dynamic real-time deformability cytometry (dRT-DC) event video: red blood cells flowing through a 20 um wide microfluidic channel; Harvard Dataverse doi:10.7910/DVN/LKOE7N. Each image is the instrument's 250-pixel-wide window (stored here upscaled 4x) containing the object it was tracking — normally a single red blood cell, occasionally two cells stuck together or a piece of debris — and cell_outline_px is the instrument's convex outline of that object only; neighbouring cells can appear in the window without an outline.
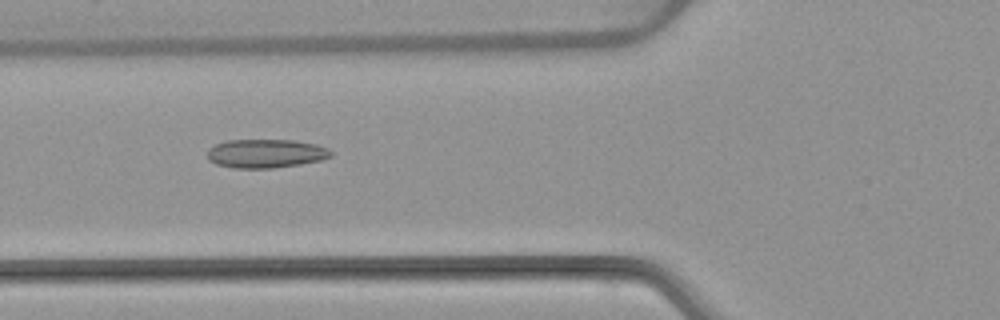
{"species": "common noctule bat (a hibernating species)", "species_latin": "Nyctalus noctula", "temperature_condition": "warm", "stored_images_in_passage": 7, "camera_frame_rate_fps": 3000, "um_per_image_px": 0.085, "animal": {"sex": "female", "body_mass_g": 22.7, "forearm_length_mm": 54.2}, "frame": {"image": 1, "passage_image": 5, "time_ms": 6.0, "image_size_px": [1000, 320], "cell_outline_px": [[332, 156], [320, 160], [300, 164], [272, 168], [232, 168], [216, 164], [208, 160], [208, 148], [216, 144], [228, 140], [296, 140], [316, 144], [328, 148], [332, 152]], "centroid_in_image_um": [22.59, 13.04], "position_along_channel_um": 103.2, "area_um2": 20.75}}
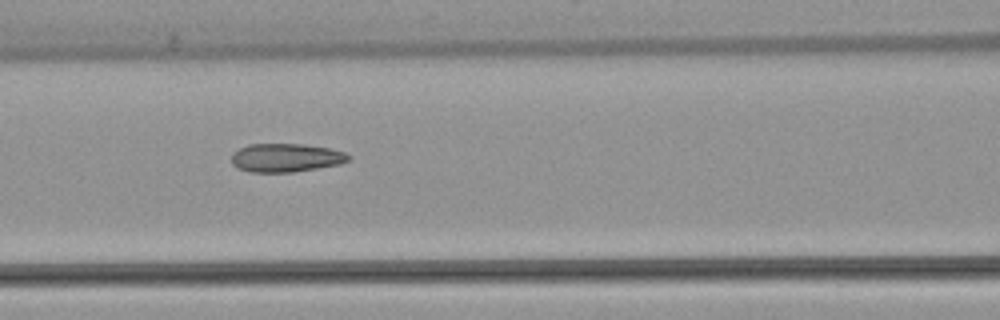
{"frame": {"image": 2, "passage_image": 6, "time_ms": 7.0, "image_size_px": [1000, 320], "cell_outline_px": [[352, 160], [340, 164], [292, 172], [248, 172], [236, 168], [232, 164], [232, 152], [248, 144], [304, 144], [328, 148], [344, 152], [352, 156]], "centroid_in_image_um": [24.3, 13.41], "position_along_channel_um": 142.3, "area_um2": 19.59}}
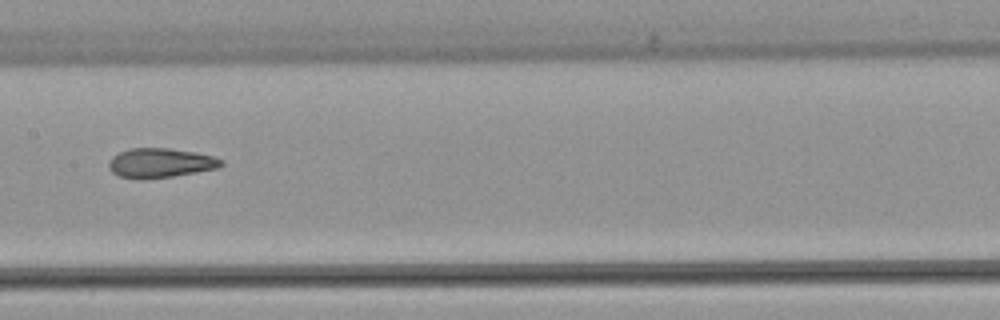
{"frame": {"image": 3, "passage_image": 7, "time_ms": 8.333, "image_size_px": [1000, 320], "cell_outline_px": [[224, 164], [220, 168], [172, 176], [120, 176], [112, 172], [108, 168], [108, 164], [112, 156], [128, 148], [168, 148], [196, 152], [212, 156], [224, 160]], "centroid_in_image_um": [13.69, 13.8], "position_along_channel_um": 193.7, "area_um2": 18.73}}